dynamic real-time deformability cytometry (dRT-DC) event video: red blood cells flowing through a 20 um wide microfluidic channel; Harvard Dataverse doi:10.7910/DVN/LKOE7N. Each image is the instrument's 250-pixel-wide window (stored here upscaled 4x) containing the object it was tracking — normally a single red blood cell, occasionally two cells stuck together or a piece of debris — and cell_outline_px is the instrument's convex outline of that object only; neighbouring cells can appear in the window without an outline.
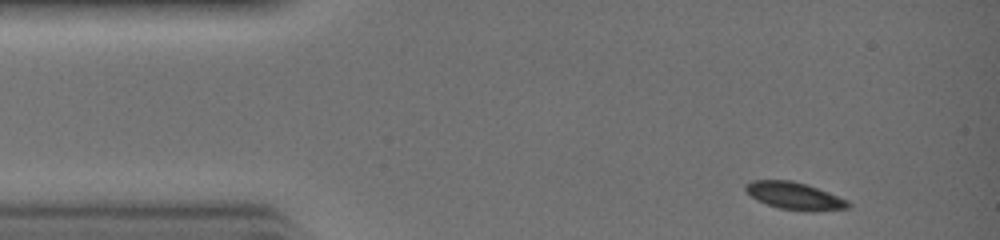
{"species": "common noctule bat (a hibernating species)", "species_latin": "Nyctalus noctula", "temperature_condition": "warm", "stored_images_in_passage": 27, "camera_frame_rate_fps": 3000, "um_per_image_px": 0.085, "animal": {"sex": "female", "body_mass_g": 19.0, "forearm_length_mm": 51.5}, "frame": {"image": 1, "passage_image": 1, "time_ms": 0.0, "image_size_px": [1000, 240], "cell_outline_px": [[852, 204], [848, 208], [812, 212], [780, 208], [756, 200], [744, 188], [744, 184], [752, 180], [792, 180], [828, 192], [848, 200]], "centroid_in_image_um": [67.54, 16.65], "position_along_channel_um": 17.5, "area_um2": 16.24}}
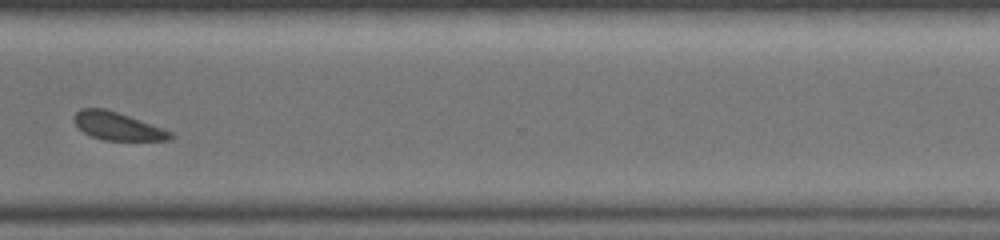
{"frame": {"image": 2, "passage_image": 22, "time_ms": 7.0, "image_size_px": [1000, 240], "cell_outline_px": [[172, 136], [168, 140], [104, 140], [92, 136], [84, 132], [72, 120], [72, 116], [80, 108], [104, 108], [164, 128], [172, 132]], "centroid_in_image_um": [9.96, 10.71], "position_along_channel_um": 360.6, "area_um2": 15.49}}
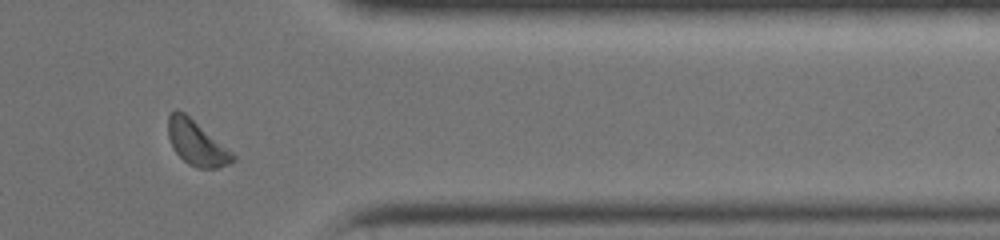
{"frame": {"image": 3, "passage_image": 24, "time_ms": 7.667, "image_size_px": [1000, 240], "cell_outline_px": [[236, 160], [228, 164], [216, 168], [196, 168], [188, 164], [176, 152], [168, 136], [168, 116], [176, 108], [184, 112], [232, 152], [236, 156]], "centroid_in_image_um": [16.7, 12.15], "position_along_channel_um": 394.7, "area_um2": 16.59}}